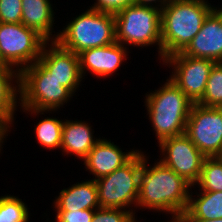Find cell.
<instances>
[{
  "label": "cell",
  "instance_id": "cell-1",
  "mask_svg": "<svg viewBox=\"0 0 222 222\" xmlns=\"http://www.w3.org/2000/svg\"><path fill=\"white\" fill-rule=\"evenodd\" d=\"M146 157L142 152V170L136 207L171 213L172 220H177L187 210L189 192L193 186L160 161L150 166L151 168L148 167Z\"/></svg>",
  "mask_w": 222,
  "mask_h": 222
},
{
  "label": "cell",
  "instance_id": "cell-2",
  "mask_svg": "<svg viewBox=\"0 0 222 222\" xmlns=\"http://www.w3.org/2000/svg\"><path fill=\"white\" fill-rule=\"evenodd\" d=\"M206 0H170L161 10L162 61L182 52L216 8Z\"/></svg>",
  "mask_w": 222,
  "mask_h": 222
},
{
  "label": "cell",
  "instance_id": "cell-3",
  "mask_svg": "<svg viewBox=\"0 0 222 222\" xmlns=\"http://www.w3.org/2000/svg\"><path fill=\"white\" fill-rule=\"evenodd\" d=\"M166 81L160 89L145 96V106L158 143L185 133L187 119L193 106L170 78Z\"/></svg>",
  "mask_w": 222,
  "mask_h": 222
},
{
  "label": "cell",
  "instance_id": "cell-4",
  "mask_svg": "<svg viewBox=\"0 0 222 222\" xmlns=\"http://www.w3.org/2000/svg\"><path fill=\"white\" fill-rule=\"evenodd\" d=\"M73 93L59 83L39 61L20 72V101L23 109L34 115L57 111L66 104ZM21 102V103H20Z\"/></svg>",
  "mask_w": 222,
  "mask_h": 222
},
{
  "label": "cell",
  "instance_id": "cell-5",
  "mask_svg": "<svg viewBox=\"0 0 222 222\" xmlns=\"http://www.w3.org/2000/svg\"><path fill=\"white\" fill-rule=\"evenodd\" d=\"M55 41L75 54L111 45L116 41L114 14L88 8L58 32Z\"/></svg>",
  "mask_w": 222,
  "mask_h": 222
},
{
  "label": "cell",
  "instance_id": "cell-6",
  "mask_svg": "<svg viewBox=\"0 0 222 222\" xmlns=\"http://www.w3.org/2000/svg\"><path fill=\"white\" fill-rule=\"evenodd\" d=\"M115 38L123 46L158 45L162 60L161 10L132 4L114 14Z\"/></svg>",
  "mask_w": 222,
  "mask_h": 222
},
{
  "label": "cell",
  "instance_id": "cell-7",
  "mask_svg": "<svg viewBox=\"0 0 222 222\" xmlns=\"http://www.w3.org/2000/svg\"><path fill=\"white\" fill-rule=\"evenodd\" d=\"M142 152H138L122 167L113 173L95 180L98 189V202L101 208H120L127 210L137 205ZM136 203V204H135Z\"/></svg>",
  "mask_w": 222,
  "mask_h": 222
},
{
  "label": "cell",
  "instance_id": "cell-8",
  "mask_svg": "<svg viewBox=\"0 0 222 222\" xmlns=\"http://www.w3.org/2000/svg\"><path fill=\"white\" fill-rule=\"evenodd\" d=\"M46 42L23 23H0V65L21 72L39 59Z\"/></svg>",
  "mask_w": 222,
  "mask_h": 222
},
{
  "label": "cell",
  "instance_id": "cell-9",
  "mask_svg": "<svg viewBox=\"0 0 222 222\" xmlns=\"http://www.w3.org/2000/svg\"><path fill=\"white\" fill-rule=\"evenodd\" d=\"M185 134L205 157L222 155V115L217 108L193 104Z\"/></svg>",
  "mask_w": 222,
  "mask_h": 222
},
{
  "label": "cell",
  "instance_id": "cell-10",
  "mask_svg": "<svg viewBox=\"0 0 222 222\" xmlns=\"http://www.w3.org/2000/svg\"><path fill=\"white\" fill-rule=\"evenodd\" d=\"M165 63L173 69L169 78L193 104H197L204 95L208 77L216 62L179 52L166 57L163 60V64Z\"/></svg>",
  "mask_w": 222,
  "mask_h": 222
},
{
  "label": "cell",
  "instance_id": "cell-11",
  "mask_svg": "<svg viewBox=\"0 0 222 222\" xmlns=\"http://www.w3.org/2000/svg\"><path fill=\"white\" fill-rule=\"evenodd\" d=\"M160 162L183 177L192 186L200 178L202 164L206 158L184 133L169 137L159 142Z\"/></svg>",
  "mask_w": 222,
  "mask_h": 222
},
{
  "label": "cell",
  "instance_id": "cell-12",
  "mask_svg": "<svg viewBox=\"0 0 222 222\" xmlns=\"http://www.w3.org/2000/svg\"><path fill=\"white\" fill-rule=\"evenodd\" d=\"M38 60L61 85L73 94L76 92L83 79L78 54L63 48L56 41H50L44 44Z\"/></svg>",
  "mask_w": 222,
  "mask_h": 222
},
{
  "label": "cell",
  "instance_id": "cell-13",
  "mask_svg": "<svg viewBox=\"0 0 222 222\" xmlns=\"http://www.w3.org/2000/svg\"><path fill=\"white\" fill-rule=\"evenodd\" d=\"M193 58L222 62V9L217 7L207 16L200 31L181 52Z\"/></svg>",
  "mask_w": 222,
  "mask_h": 222
},
{
  "label": "cell",
  "instance_id": "cell-14",
  "mask_svg": "<svg viewBox=\"0 0 222 222\" xmlns=\"http://www.w3.org/2000/svg\"><path fill=\"white\" fill-rule=\"evenodd\" d=\"M127 50V47L116 41L111 45L83 50L78 54L82 77L86 70L91 71L97 78L112 75L127 58Z\"/></svg>",
  "mask_w": 222,
  "mask_h": 222
},
{
  "label": "cell",
  "instance_id": "cell-15",
  "mask_svg": "<svg viewBox=\"0 0 222 222\" xmlns=\"http://www.w3.org/2000/svg\"><path fill=\"white\" fill-rule=\"evenodd\" d=\"M138 150L123 152L117 145L107 139H101L93 146L83 159L85 168L95 176L94 180L113 173L126 164Z\"/></svg>",
  "mask_w": 222,
  "mask_h": 222
},
{
  "label": "cell",
  "instance_id": "cell-16",
  "mask_svg": "<svg viewBox=\"0 0 222 222\" xmlns=\"http://www.w3.org/2000/svg\"><path fill=\"white\" fill-rule=\"evenodd\" d=\"M55 211H75L100 208L94 179L81 181L60 191L54 203Z\"/></svg>",
  "mask_w": 222,
  "mask_h": 222
},
{
  "label": "cell",
  "instance_id": "cell-17",
  "mask_svg": "<svg viewBox=\"0 0 222 222\" xmlns=\"http://www.w3.org/2000/svg\"><path fill=\"white\" fill-rule=\"evenodd\" d=\"M93 134L90 124L88 125L85 121L66 120L62 127L60 150L66 155L73 154L83 160L100 140V138L96 139Z\"/></svg>",
  "mask_w": 222,
  "mask_h": 222
},
{
  "label": "cell",
  "instance_id": "cell-18",
  "mask_svg": "<svg viewBox=\"0 0 222 222\" xmlns=\"http://www.w3.org/2000/svg\"><path fill=\"white\" fill-rule=\"evenodd\" d=\"M54 18L50 0H22L21 23L27 28L35 30L47 42L57 39V35L52 34Z\"/></svg>",
  "mask_w": 222,
  "mask_h": 222
},
{
  "label": "cell",
  "instance_id": "cell-19",
  "mask_svg": "<svg viewBox=\"0 0 222 222\" xmlns=\"http://www.w3.org/2000/svg\"><path fill=\"white\" fill-rule=\"evenodd\" d=\"M13 81L16 84H13ZM18 95L20 96V72L12 67L0 65V114L11 124L14 121L16 106H19Z\"/></svg>",
  "mask_w": 222,
  "mask_h": 222
},
{
  "label": "cell",
  "instance_id": "cell-20",
  "mask_svg": "<svg viewBox=\"0 0 222 222\" xmlns=\"http://www.w3.org/2000/svg\"><path fill=\"white\" fill-rule=\"evenodd\" d=\"M179 218H222V191H201L195 198L190 194L187 210Z\"/></svg>",
  "mask_w": 222,
  "mask_h": 222
},
{
  "label": "cell",
  "instance_id": "cell-21",
  "mask_svg": "<svg viewBox=\"0 0 222 222\" xmlns=\"http://www.w3.org/2000/svg\"><path fill=\"white\" fill-rule=\"evenodd\" d=\"M63 121L47 117L39 121L35 127L36 139L47 149L61 148Z\"/></svg>",
  "mask_w": 222,
  "mask_h": 222
},
{
  "label": "cell",
  "instance_id": "cell-22",
  "mask_svg": "<svg viewBox=\"0 0 222 222\" xmlns=\"http://www.w3.org/2000/svg\"><path fill=\"white\" fill-rule=\"evenodd\" d=\"M196 184L199 191H222V159L220 157L204 159L200 178Z\"/></svg>",
  "mask_w": 222,
  "mask_h": 222
},
{
  "label": "cell",
  "instance_id": "cell-23",
  "mask_svg": "<svg viewBox=\"0 0 222 222\" xmlns=\"http://www.w3.org/2000/svg\"><path fill=\"white\" fill-rule=\"evenodd\" d=\"M29 215L27 205L19 197H0V222H29Z\"/></svg>",
  "mask_w": 222,
  "mask_h": 222
},
{
  "label": "cell",
  "instance_id": "cell-24",
  "mask_svg": "<svg viewBox=\"0 0 222 222\" xmlns=\"http://www.w3.org/2000/svg\"><path fill=\"white\" fill-rule=\"evenodd\" d=\"M197 104L215 108L222 104V62L213 65L204 95Z\"/></svg>",
  "mask_w": 222,
  "mask_h": 222
},
{
  "label": "cell",
  "instance_id": "cell-25",
  "mask_svg": "<svg viewBox=\"0 0 222 222\" xmlns=\"http://www.w3.org/2000/svg\"><path fill=\"white\" fill-rule=\"evenodd\" d=\"M91 222H136L135 212L132 209L97 208Z\"/></svg>",
  "mask_w": 222,
  "mask_h": 222
},
{
  "label": "cell",
  "instance_id": "cell-26",
  "mask_svg": "<svg viewBox=\"0 0 222 222\" xmlns=\"http://www.w3.org/2000/svg\"><path fill=\"white\" fill-rule=\"evenodd\" d=\"M22 0H0V23H21Z\"/></svg>",
  "mask_w": 222,
  "mask_h": 222
},
{
  "label": "cell",
  "instance_id": "cell-27",
  "mask_svg": "<svg viewBox=\"0 0 222 222\" xmlns=\"http://www.w3.org/2000/svg\"><path fill=\"white\" fill-rule=\"evenodd\" d=\"M95 209L56 211V222H91Z\"/></svg>",
  "mask_w": 222,
  "mask_h": 222
},
{
  "label": "cell",
  "instance_id": "cell-28",
  "mask_svg": "<svg viewBox=\"0 0 222 222\" xmlns=\"http://www.w3.org/2000/svg\"><path fill=\"white\" fill-rule=\"evenodd\" d=\"M135 3V0H96L94 4L89 6L91 9L100 12L115 14L120 10Z\"/></svg>",
  "mask_w": 222,
  "mask_h": 222
},
{
  "label": "cell",
  "instance_id": "cell-29",
  "mask_svg": "<svg viewBox=\"0 0 222 222\" xmlns=\"http://www.w3.org/2000/svg\"><path fill=\"white\" fill-rule=\"evenodd\" d=\"M10 127L11 123L3 116L0 114V151H1V146H3V142L6 136H8V132H10Z\"/></svg>",
  "mask_w": 222,
  "mask_h": 222
},
{
  "label": "cell",
  "instance_id": "cell-30",
  "mask_svg": "<svg viewBox=\"0 0 222 222\" xmlns=\"http://www.w3.org/2000/svg\"><path fill=\"white\" fill-rule=\"evenodd\" d=\"M169 1L170 0H135V4L148 6V7H155L156 9L162 10ZM156 2H160V3L156 5ZM154 3H155V6L153 5Z\"/></svg>",
  "mask_w": 222,
  "mask_h": 222
},
{
  "label": "cell",
  "instance_id": "cell-31",
  "mask_svg": "<svg viewBox=\"0 0 222 222\" xmlns=\"http://www.w3.org/2000/svg\"><path fill=\"white\" fill-rule=\"evenodd\" d=\"M179 222H222V218H217V219H199V218H178L177 219Z\"/></svg>",
  "mask_w": 222,
  "mask_h": 222
},
{
  "label": "cell",
  "instance_id": "cell-32",
  "mask_svg": "<svg viewBox=\"0 0 222 222\" xmlns=\"http://www.w3.org/2000/svg\"><path fill=\"white\" fill-rule=\"evenodd\" d=\"M217 109L220 111L221 115H222V104H220Z\"/></svg>",
  "mask_w": 222,
  "mask_h": 222
},
{
  "label": "cell",
  "instance_id": "cell-33",
  "mask_svg": "<svg viewBox=\"0 0 222 222\" xmlns=\"http://www.w3.org/2000/svg\"><path fill=\"white\" fill-rule=\"evenodd\" d=\"M170 222H179L178 220H171Z\"/></svg>",
  "mask_w": 222,
  "mask_h": 222
}]
</instances>
